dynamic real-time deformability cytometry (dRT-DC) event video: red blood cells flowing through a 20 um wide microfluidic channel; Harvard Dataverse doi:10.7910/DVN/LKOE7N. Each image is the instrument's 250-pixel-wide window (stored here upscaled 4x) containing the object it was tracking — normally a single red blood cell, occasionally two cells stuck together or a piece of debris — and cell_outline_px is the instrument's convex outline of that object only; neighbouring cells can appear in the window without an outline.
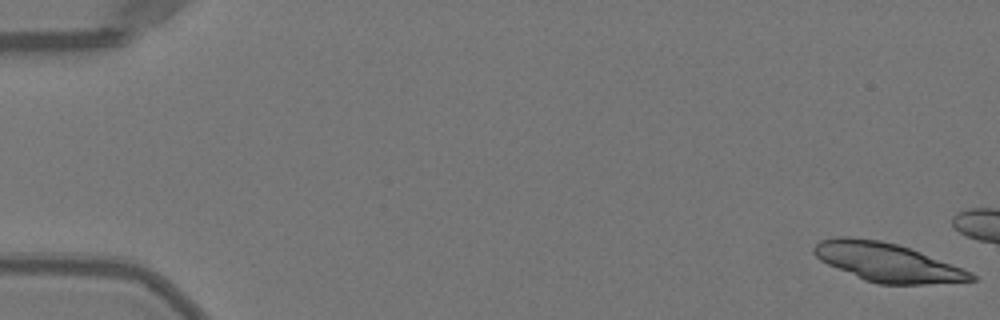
{"species": "Egyptian fruit bat (a non-hibernating species)", "species_latin": "Rousettus aegyptiacus", "temperature_condition": "warm", "stored_images_in_passage": 7, "camera_frame_rate_fps": 3000, "um_per_image_px": 0.085, "animal": {"sex": "female"}, "frame": {"image": 1, "passage_image": 1, "time_ms": 0.0, "image_size_px": [1000, 320], "cell_outline_px": [[976, 280], [924, 284], [876, 284], [864, 280], [828, 264], [820, 260], [812, 252], [812, 248], [820, 240], [840, 236], [848, 236], [880, 240], [896, 244], [920, 252], [972, 272], [976, 276]], "centroid_in_image_um": [75.37, 22.29], "position_along_channel_um": 9.6, "area_um2": 35.08}}